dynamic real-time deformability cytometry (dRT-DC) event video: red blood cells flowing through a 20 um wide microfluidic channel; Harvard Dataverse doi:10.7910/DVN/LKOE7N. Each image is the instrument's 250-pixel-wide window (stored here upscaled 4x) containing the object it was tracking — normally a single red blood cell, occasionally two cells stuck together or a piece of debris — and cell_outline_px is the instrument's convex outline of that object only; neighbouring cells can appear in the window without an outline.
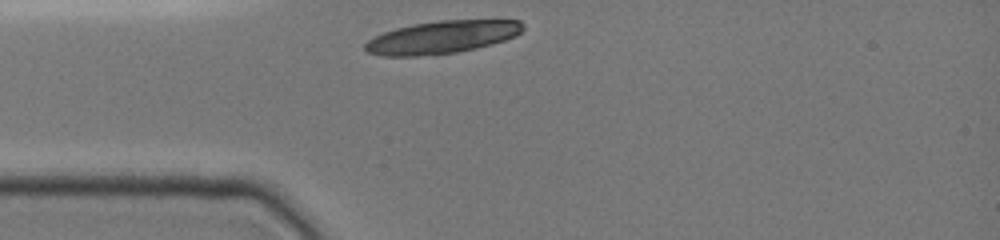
{"species": "common noctule bat (a hibernating species)", "species_latin": "Nyctalus noctula", "temperature_condition": "cold", "stored_images_in_passage": 1, "camera_frame_rate_fps": 3000, "um_per_image_px": 0.085, "animal": {"sex": "female", "body_mass_g": 19.0, "forearm_length_mm": 51.5}, "frame": {"image": 1, "passage_image": 1, "time_ms": 0.0, "image_size_px": [1000, 240], "cell_outline_px": [[524, 28], [516, 36], [492, 44], [476, 48], [436, 56], [384, 56], [368, 52], [364, 48], [364, 44], [368, 40], [384, 32], [396, 28], [412, 24], [440, 20], [520, 20], [524, 24]], "centroid_in_image_um": [37.58, 3.17], "position_along_channel_um": 47.4, "area_um2": 30.23}}